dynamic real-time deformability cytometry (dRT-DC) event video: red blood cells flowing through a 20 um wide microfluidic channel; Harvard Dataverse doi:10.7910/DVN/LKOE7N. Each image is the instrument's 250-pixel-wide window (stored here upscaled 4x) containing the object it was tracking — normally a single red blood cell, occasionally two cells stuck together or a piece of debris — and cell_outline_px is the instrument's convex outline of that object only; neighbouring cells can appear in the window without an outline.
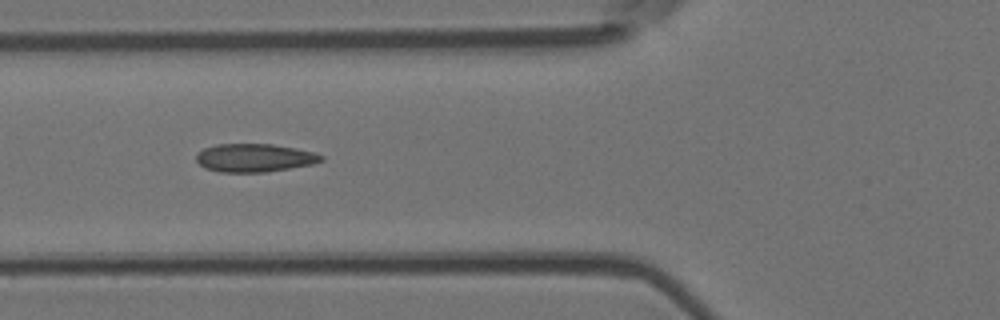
{"species": "Egyptian fruit bat (a non-hibernating species)", "species_latin": "Rousettus aegyptiacus", "temperature_condition": "room temperature", "stored_images_in_passage": 9, "camera_frame_rate_fps": 3000, "um_per_image_px": 0.085, "animal": {"sex": "female"}, "frame": {"image": 1, "passage_image": 6, "time_ms": 1.667, "image_size_px": [1000, 320], "cell_outline_px": [[324, 160], [312, 164], [264, 172], [220, 172], [204, 168], [196, 160], [196, 156], [204, 148], [216, 144], [272, 144], [296, 148], [316, 152], [324, 156]], "centroid_in_image_um": [21.65, 13.41], "position_along_channel_um": 104.2, "area_um2": 20.52}}
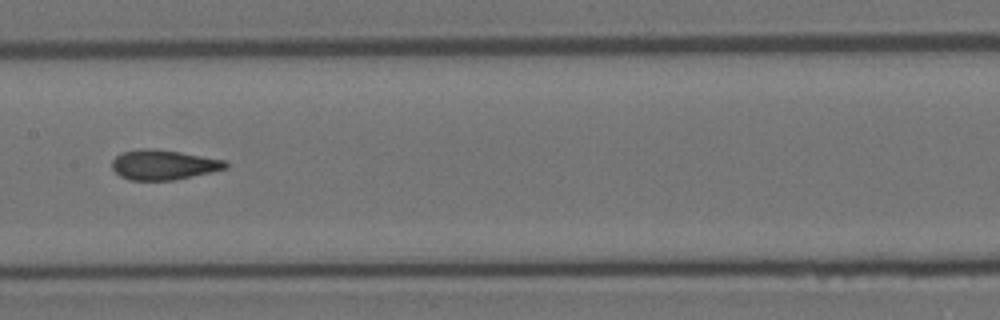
{"frame": {"image": 2, "passage_image": 8, "time_ms": 2.333, "image_size_px": [1000, 320], "cell_outline_px": [[228, 168], [212, 172], [172, 180], [128, 180], [120, 176], [112, 168], [112, 160], [120, 152], [180, 152], [228, 160]], "centroid_in_image_um": [13.97, 14.06], "position_along_channel_um": 193.4, "area_um2": 18.96}}
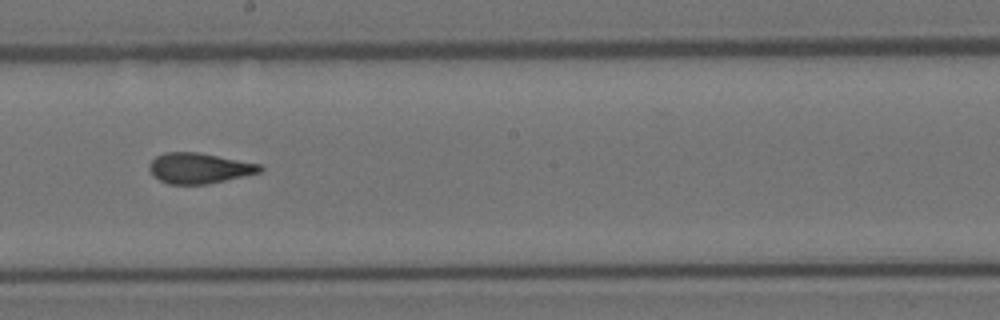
{"frame": {"image": 3, "passage_image": 9, "time_ms": 2.667, "image_size_px": [1000, 320], "cell_outline_px": [[264, 168], [260, 172], [208, 184], [168, 184], [160, 180], [148, 168], [148, 164], [156, 156], [164, 152], [196, 152], [260, 164]], "centroid_in_image_um": [16.91, 14.29], "position_along_channel_um": 231.3, "area_um2": 19.42}}